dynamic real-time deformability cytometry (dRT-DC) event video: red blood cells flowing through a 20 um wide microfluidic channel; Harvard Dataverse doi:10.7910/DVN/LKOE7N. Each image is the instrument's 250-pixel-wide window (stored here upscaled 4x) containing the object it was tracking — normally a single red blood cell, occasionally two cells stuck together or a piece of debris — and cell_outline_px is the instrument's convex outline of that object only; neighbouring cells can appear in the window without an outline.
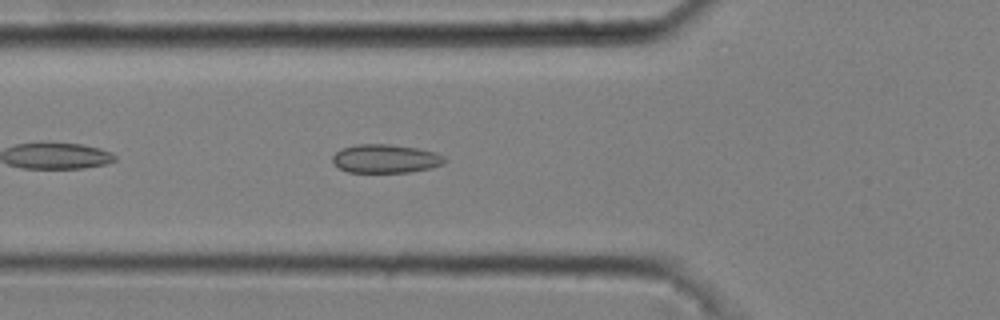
{"species": "common noctule bat (a hibernating species)", "species_latin": "Nyctalus noctula", "temperature_condition": "cold", "stored_images_in_passage": 39, "camera_frame_rate_fps": 3000, "um_per_image_px": 0.085, "animal": {"sex": "male", "body_mass_g": 20.4}, "frame": {"image": 1, "passage_image": 6, "time_ms": 1.667, "image_size_px": [1000, 320], "cell_outline_px": [[448, 160], [444, 164], [432, 168], [408, 172], [348, 172], [332, 164], [332, 156], [336, 152], [344, 148], [356, 144], [388, 144], [416, 148], [436, 152], [444, 156]], "centroid_in_image_um": [32.79, 13.49], "position_along_channel_um": 93.0, "area_um2": 18.79}}
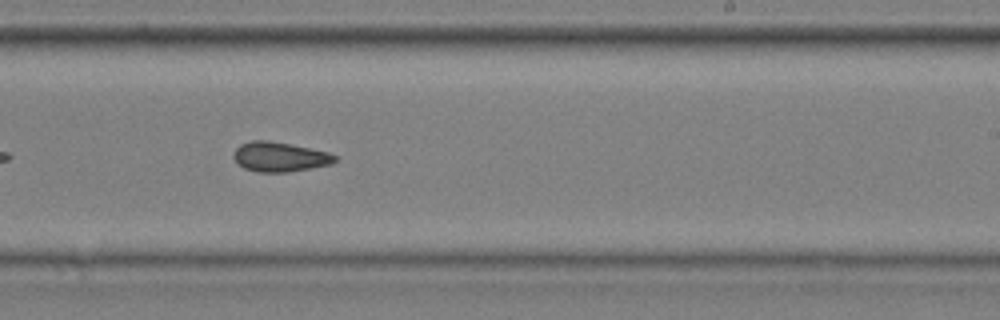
{"frame": {"image": 2, "passage_image": 20, "time_ms": 6.333, "image_size_px": [1000, 320], "cell_outline_px": [[336, 160], [332, 164], [312, 168], [288, 172], [256, 172], [244, 168], [236, 164], [232, 156], [232, 152], [240, 144], [252, 140], [268, 140], [292, 144], [328, 152], [336, 156]], "centroid_in_image_um": [23.73, 13.33], "position_along_channel_um": 265.3, "area_um2": 17.8}}
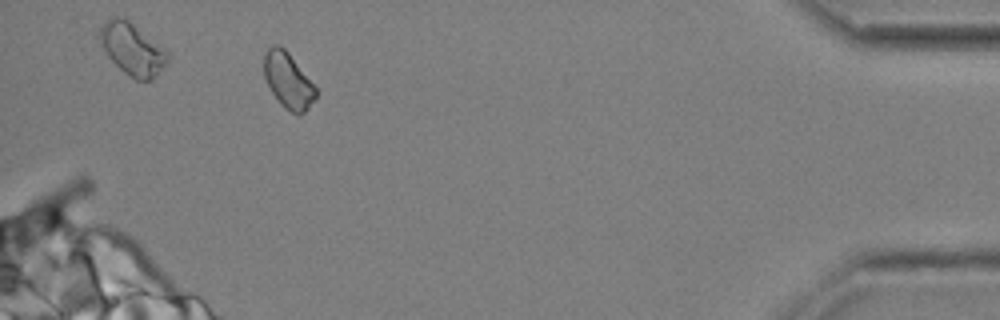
{"frame": {"image": 3, "passage_image": 36, "time_ms": 11.667, "image_size_px": [1000, 320], "cell_outline_px": [[316, 100], [300, 116], [284, 108], [280, 104], [272, 92], [264, 76], [264, 52], [272, 44], [280, 44], [288, 52], [316, 88]], "centroid_in_image_um": [24.48, 6.84], "position_along_channel_um": 410.7, "area_um2": 16.76}, "authors_computed_cell_mechanics": {"area_um2": 17.5712, "velocity_mm_per_s": 3.6862, "shape_relaxation_time_tau1_ms": null, "shape_relaxation_time_tau2_ms": 8.3858, "deformation_change_tau1": null, "deformation_change_tau2": 0.1134}}